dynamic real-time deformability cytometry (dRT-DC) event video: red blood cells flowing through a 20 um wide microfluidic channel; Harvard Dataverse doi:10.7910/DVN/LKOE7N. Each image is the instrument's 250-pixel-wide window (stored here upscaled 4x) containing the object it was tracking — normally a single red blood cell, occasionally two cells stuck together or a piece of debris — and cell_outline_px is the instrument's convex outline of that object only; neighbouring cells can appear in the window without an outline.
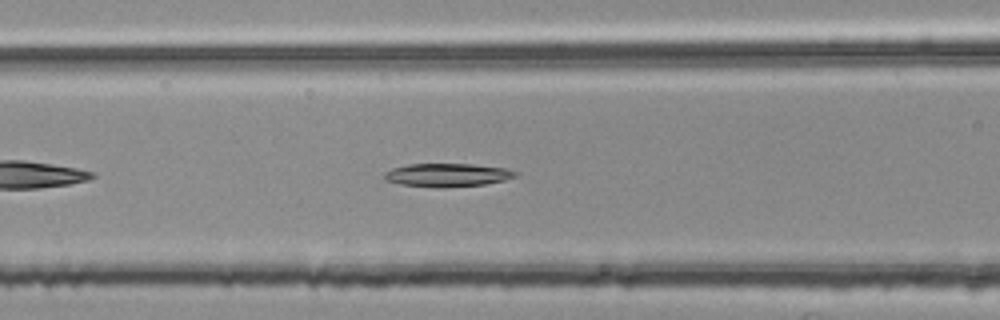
{"species": "common noctule bat (a hibernating species)", "species_latin": "Nyctalus noctula", "temperature_condition": "room temperature", "stored_images_in_passage": 33, "camera_frame_rate_fps": 3000, "um_per_image_px": 0.085, "animal": {"sex": "female", "body_mass_g": 25.1}, "frame": {"image": 1, "passage_image": 9, "time_ms": 2.667, "image_size_px": [1000, 320], "cell_outline_px": [[520, 172], [516, 176], [504, 180], [484, 184], [440, 188], [436, 188], [400, 184], [384, 180], [384, 172], [392, 168], [408, 164], [472, 164], [508, 168]], "centroid_in_image_um": [38.03, 14.87], "position_along_channel_um": 128.6, "area_um2": 17.98}}
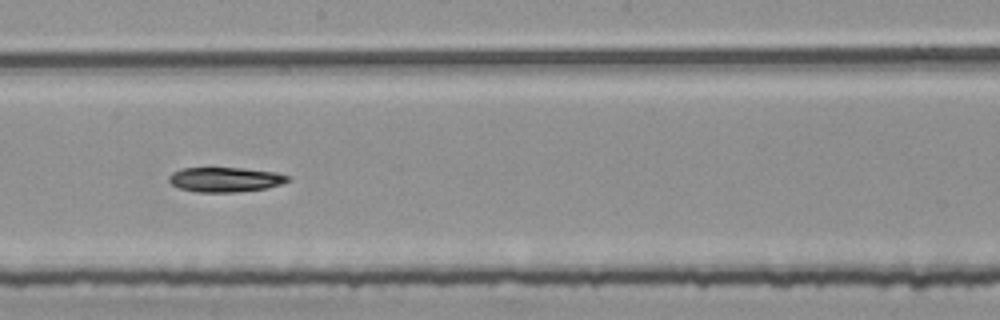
{"frame": {"image": 2, "passage_image": 17, "time_ms": 5.333, "image_size_px": [1000, 320], "cell_outline_px": [[288, 180], [284, 184], [268, 188], [232, 192], [196, 192], [180, 188], [172, 184], [168, 180], [168, 176], [172, 172], [180, 168], [244, 168], [276, 172], [288, 176]], "centroid_in_image_um": [19.13, 15.26], "position_along_channel_um": 229.1, "area_um2": 17.17}}
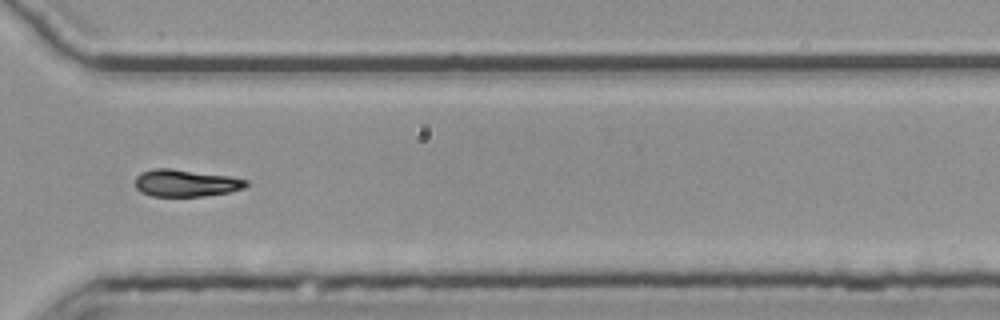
{"frame": {"image": 3, "passage_image": 27, "time_ms": 8.667, "image_size_px": [1000, 320], "cell_outline_px": [[248, 184], [244, 188], [228, 192], [204, 196], [152, 196], [140, 192], [136, 188], [136, 176], [140, 172], [152, 168], [168, 168], [228, 176], [248, 180]], "centroid_in_image_um": [15.75, 15.56], "position_along_channel_um": 354.8, "area_um2": 17.46}, "authors_computed_cell_mechanics": {"area_um2": 17.7446, "velocity_mm_per_s": 3.7773, "shape_relaxation_time_tau1_ms": 3.7627, "shape_relaxation_time_tau2_ms": null, "deformation_change_tau1": 0.1637, "deformation_change_tau2": null}}